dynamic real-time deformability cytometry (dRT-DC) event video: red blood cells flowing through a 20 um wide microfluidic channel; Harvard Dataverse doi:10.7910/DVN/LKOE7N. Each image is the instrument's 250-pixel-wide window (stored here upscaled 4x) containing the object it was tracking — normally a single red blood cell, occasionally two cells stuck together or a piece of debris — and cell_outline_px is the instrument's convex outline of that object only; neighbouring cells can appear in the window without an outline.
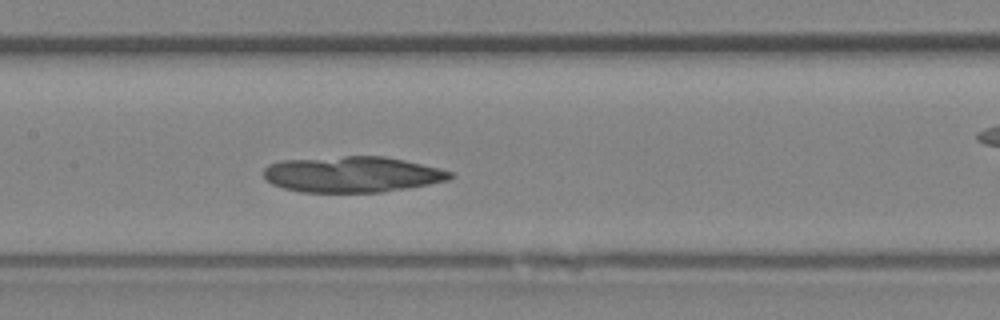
{"species": "Egyptian fruit bat (a non-hibernating species)", "species_latin": "Rousettus aegyptiacus", "temperature_condition": "room temperature", "stored_images_in_passage": 39, "segment_of_instrument_passage": [1, 2], "camera_frame_rate_fps": 3000, "um_per_image_px": 0.085, "animal": {"sex": "female"}, "frame": {"image": 1, "passage_image": 17, "time_ms": 5.333, "image_size_px": [1000, 320], "cell_outline_px": [[452, 176], [448, 180], [408, 188], [380, 192], [300, 192], [284, 188], [272, 184], [264, 176], [264, 168], [280, 160], [344, 156], [384, 156], [404, 160], [440, 168], [452, 172]], "centroid_in_image_um": [29.93, 14.82], "position_along_channel_um": 177.5, "area_um2": 38.9}}